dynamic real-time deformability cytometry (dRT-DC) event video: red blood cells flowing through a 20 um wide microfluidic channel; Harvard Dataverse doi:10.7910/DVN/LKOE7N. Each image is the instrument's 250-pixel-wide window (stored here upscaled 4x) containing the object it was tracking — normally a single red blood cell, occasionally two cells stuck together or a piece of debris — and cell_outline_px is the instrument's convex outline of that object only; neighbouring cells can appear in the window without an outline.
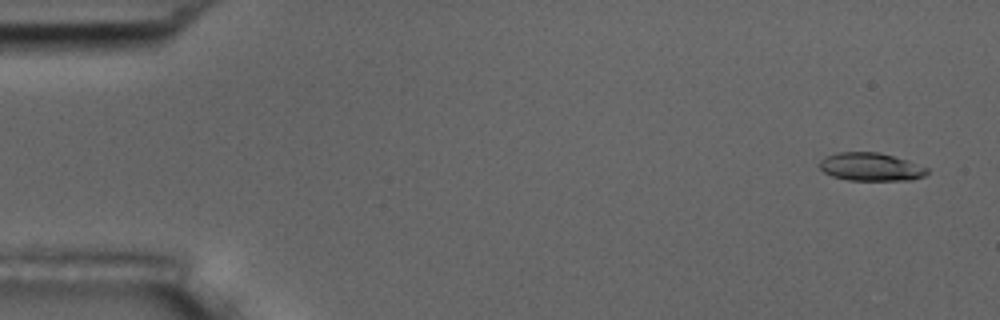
{"species": "common noctule bat (a hibernating species)", "species_latin": "Nyctalus noctula", "temperature_condition": "room temperature", "stored_images_in_passage": 6, "camera_frame_rate_fps": 3000, "um_per_image_px": 0.085, "animal": {"sex": "male", "body_mass_g": 17.5, "forearm_length_mm": 52.3}, "frame": {"image": 1, "passage_image": 1, "time_ms": 0.0, "image_size_px": [1000, 320], "cell_outline_px": [[928, 172], [924, 176], [912, 180], [848, 180], [832, 176], [824, 172], [820, 168], [820, 160], [824, 156], [836, 152], [880, 152], [908, 160], [928, 168]], "centroid_in_image_um": [74.01, 14.17], "position_along_channel_um": 11.0, "area_um2": 17.74}}